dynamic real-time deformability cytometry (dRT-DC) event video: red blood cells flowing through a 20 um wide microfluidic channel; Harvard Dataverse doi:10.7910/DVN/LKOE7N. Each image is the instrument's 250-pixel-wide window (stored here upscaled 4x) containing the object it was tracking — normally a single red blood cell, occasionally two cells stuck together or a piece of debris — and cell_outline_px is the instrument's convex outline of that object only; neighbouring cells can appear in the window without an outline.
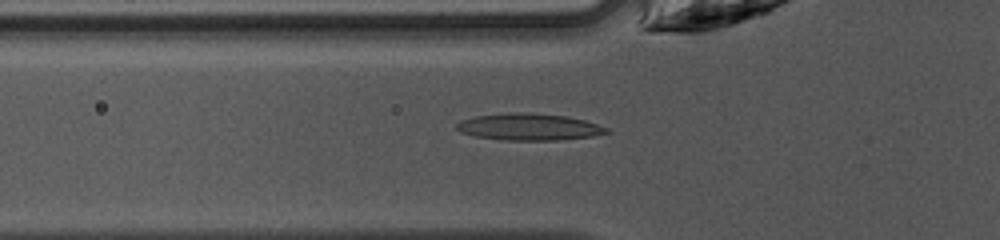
{"species": "common noctule bat (a hibernating species)", "species_latin": "Nyctalus noctula", "temperature_condition": "warm", "stored_images_in_passage": 47, "camera_frame_rate_fps": 3000, "um_per_image_px": 0.085, "animal": {"sex": "female", "body_mass_g": 10.0, "forearm_length_mm": 53.1}, "frame": {"image": 1, "passage_image": 16, "time_ms": 5.0, "image_size_px": [1000, 240], "cell_outline_px": [[612, 132], [592, 136], [556, 140], [504, 140], [476, 136], [460, 132], [456, 128], [456, 124], [460, 120], [476, 116], [512, 112], [524, 112], [568, 116], [584, 120], [608, 128]], "centroid_in_image_um": [44.96, 10.78], "position_along_channel_um": 80.8, "area_um2": 23.35}}
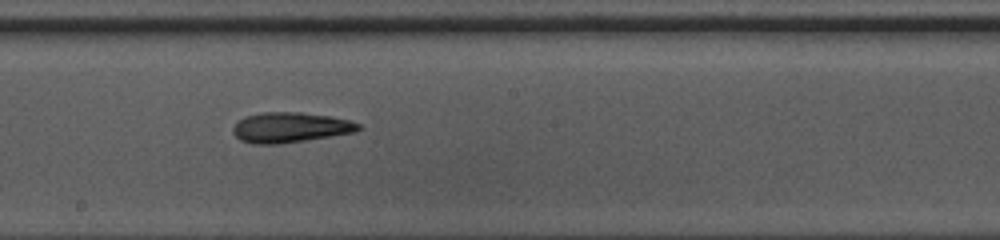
{"frame": {"image": 2, "passage_image": 26, "time_ms": 8.333, "image_size_px": [1000, 240], "cell_outline_px": [[360, 128], [356, 132], [332, 136], [276, 144], [252, 144], [240, 140], [232, 132], [232, 128], [244, 116], [264, 112], [300, 112], [328, 116], [348, 120], [360, 124]], "centroid_in_image_um": [24.64, 10.83], "position_along_channel_um": 223.6, "area_um2": 21.91}}
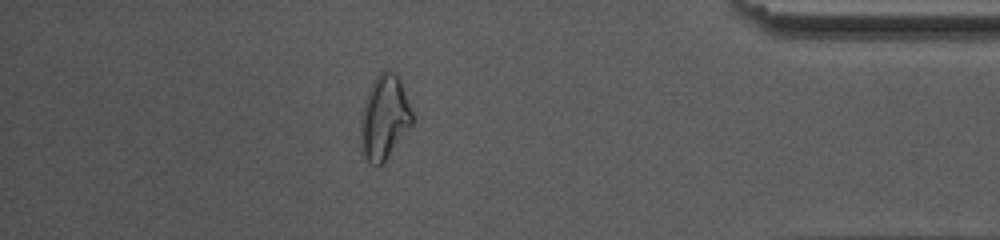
{"frame": {"image": 3, "passage_image": 41, "time_ms": 13.333, "image_size_px": [1000, 240], "cell_outline_px": [[412, 124], [384, 160], [380, 164], [372, 164], [364, 156], [360, 136], [360, 116], [368, 92], [376, 76], [384, 68], [396, 72], [400, 80], [412, 112]], "centroid_in_image_um": [32.65, 9.92], "position_along_channel_um": 402.5, "area_um2": 24.74}, "authors_computed_cell_mechanics": {"area_um2": 22.0218, "velocity_mm_per_s": 4.2386, "shape_relaxation_time_tau1_ms": 9.1049, "shape_relaxation_time_tau2_ms": 3.6713, "deformation_change_tau1": 0.2483, "deformation_change_tau2": 0.1442}}